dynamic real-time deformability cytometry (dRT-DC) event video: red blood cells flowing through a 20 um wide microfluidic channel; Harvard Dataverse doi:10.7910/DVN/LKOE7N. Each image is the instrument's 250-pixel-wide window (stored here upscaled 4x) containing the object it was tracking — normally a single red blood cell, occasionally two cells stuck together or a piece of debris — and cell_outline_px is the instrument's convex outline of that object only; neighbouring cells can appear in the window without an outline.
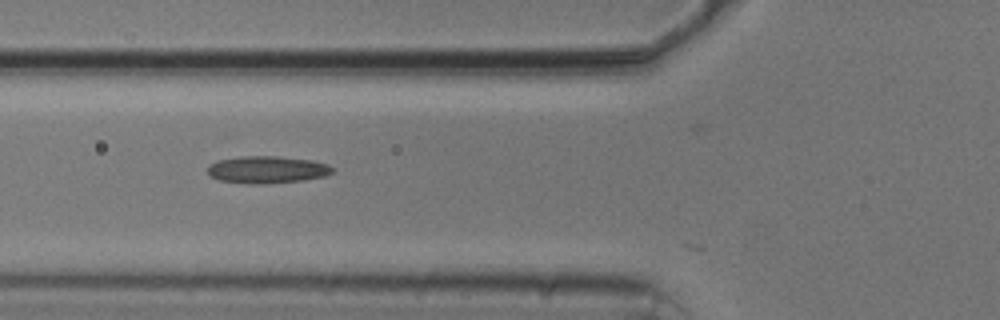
{"species": "common noctule bat (a hibernating species)", "species_latin": "Nyctalus noctula", "temperature_condition": "cold", "stored_images_in_passage": 4, "camera_frame_rate_fps": 3000, "um_per_image_px": 0.085, "animal": {"sex": "male", "body_mass_g": 20.5, "forearm_length_mm": 52.5}, "frame": {"image": 1, "passage_image": 2, "time_ms": 0.333, "image_size_px": [1000, 320], "cell_outline_px": [[336, 168], [332, 172], [324, 176], [304, 180], [264, 184], [252, 184], [220, 180], [212, 176], [208, 172], [208, 168], [216, 160], [240, 156], [280, 156], [312, 160], [328, 164]], "centroid_in_image_um": [22.75, 14.41], "position_along_channel_um": 103.1, "area_um2": 19.83}}